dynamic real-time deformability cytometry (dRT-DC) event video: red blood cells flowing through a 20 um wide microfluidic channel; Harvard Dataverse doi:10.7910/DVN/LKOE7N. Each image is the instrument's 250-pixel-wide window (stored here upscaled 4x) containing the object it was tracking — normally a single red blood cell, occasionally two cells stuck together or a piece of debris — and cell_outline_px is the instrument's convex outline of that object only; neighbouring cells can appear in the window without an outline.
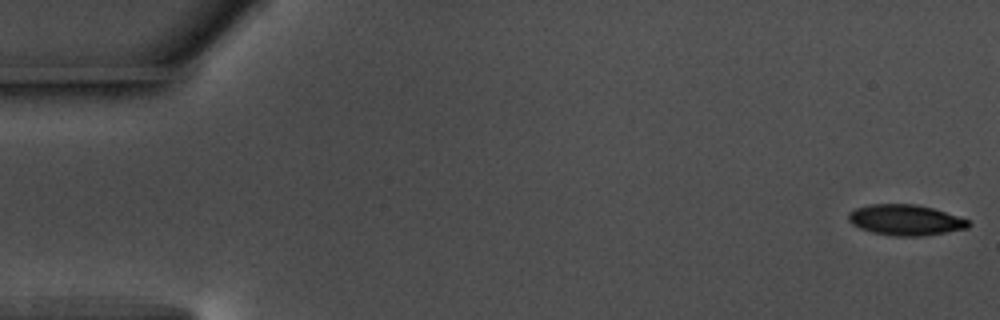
{"species": "common noctule bat (a hibernating species)", "species_latin": "Nyctalus noctula", "temperature_condition": "warm", "stored_images_in_passage": 53, "camera_frame_rate_fps": 3000, "um_per_image_px": 0.085, "animal": {"sex": "male", "body_mass_g": 17.5, "forearm_length_mm": 52.3}, "frame": {"image": 1, "passage_image": 1, "time_ms": 0.0, "image_size_px": [1000, 320], "cell_outline_px": [[972, 224], [968, 228], [920, 236], [896, 236], [872, 232], [860, 228], [852, 224], [848, 220], [848, 212], [856, 208], [868, 204], [916, 204], [932, 208], [968, 220]], "centroid_in_image_um": [76.93, 18.69], "position_along_channel_um": 8.1, "area_um2": 21.27}}
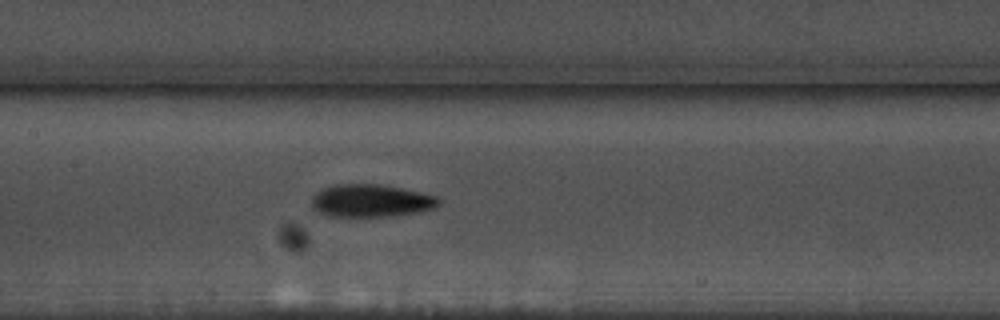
{"frame": {"image": 2, "passage_image": 27, "time_ms": 8.667, "image_size_px": [1000, 320], "cell_outline_px": [[440, 204], [432, 208], [416, 212], [388, 216], [328, 216], [312, 208], [312, 196], [316, 192], [324, 188], [336, 184], [380, 184], [400, 188], [436, 196], [440, 200]], "centroid_in_image_um": [31.49, 17.05], "position_along_channel_um": 175.9, "area_um2": 23.87}}
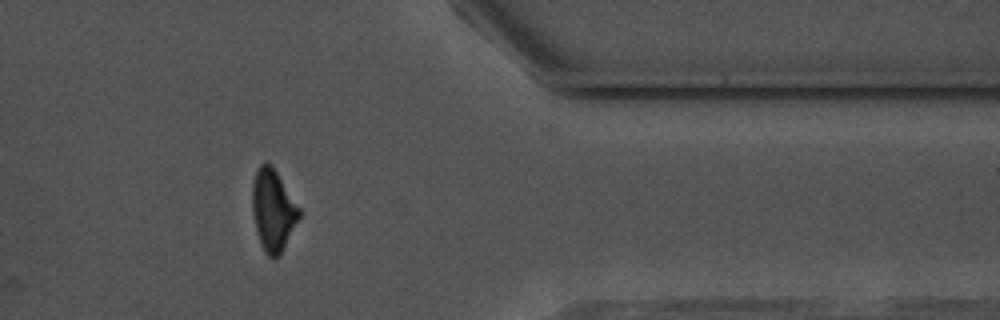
{"frame": {"image": 3, "passage_image": 46, "time_ms": 15.0, "image_size_px": [1000, 320], "cell_outline_px": [[300, 216], [280, 256], [276, 260], [272, 260], [264, 252], [260, 244], [256, 232], [252, 208], [252, 184], [256, 172], [260, 164], [272, 164], [300, 208]], "centroid_in_image_um": [23.2, 17.91], "position_along_channel_um": 388.2, "area_um2": 22.43}}